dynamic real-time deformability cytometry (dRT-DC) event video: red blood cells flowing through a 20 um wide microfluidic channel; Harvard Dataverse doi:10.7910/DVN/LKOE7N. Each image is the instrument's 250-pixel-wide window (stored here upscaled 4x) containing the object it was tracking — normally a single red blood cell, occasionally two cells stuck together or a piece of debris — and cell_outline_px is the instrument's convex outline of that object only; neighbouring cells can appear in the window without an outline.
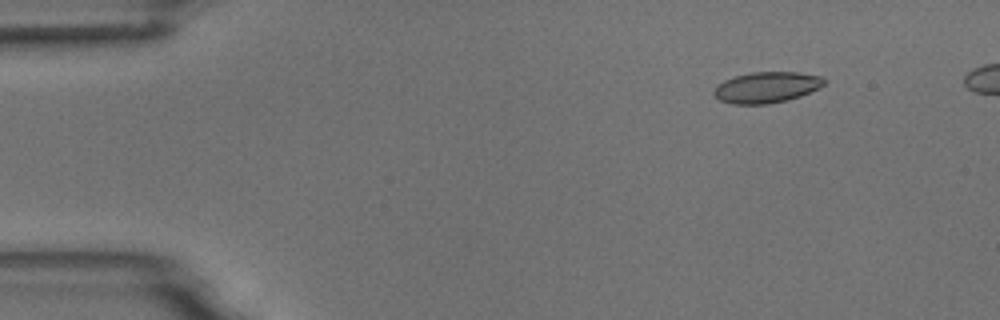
{"species": "common noctule bat (a hibernating species)", "species_latin": "Nyctalus noctula", "temperature_condition": "room temperature", "stored_images_in_passage": 5, "camera_frame_rate_fps": 3000, "um_per_image_px": 0.085, "animal": {"sex": "male", "body_mass_g": 18.8}, "frame": {"image": 1, "passage_image": 2, "time_ms": 1.333, "image_size_px": [1000, 320], "cell_outline_px": [[824, 84], [800, 96], [788, 100], [768, 104], [732, 104], [720, 100], [712, 92], [724, 80], [736, 76], [752, 72], [800, 72], [824, 76]], "centroid_in_image_um": [65.17, 7.42], "position_along_channel_um": 19.8, "area_um2": 19.71}}